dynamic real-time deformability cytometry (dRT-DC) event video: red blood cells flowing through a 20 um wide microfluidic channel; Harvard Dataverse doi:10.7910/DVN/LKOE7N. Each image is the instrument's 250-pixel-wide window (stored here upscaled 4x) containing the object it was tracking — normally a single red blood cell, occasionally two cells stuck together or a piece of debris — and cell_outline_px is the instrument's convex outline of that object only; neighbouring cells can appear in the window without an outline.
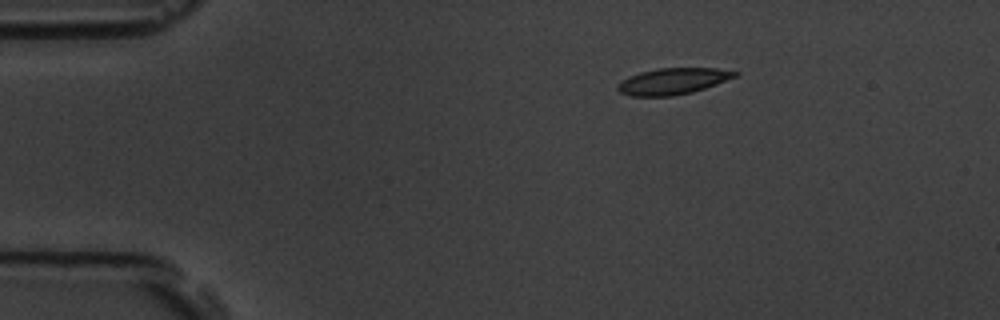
{"species": "common noctule bat (a hibernating species)", "species_latin": "Nyctalus noctula", "temperature_condition": "room temperature", "stored_images_in_passage": 3, "camera_frame_rate_fps": 3000, "um_per_image_px": 0.085, "animal": {"sex": "male", "body_mass_g": 19.5, "forearm_length_mm": 54.6}, "frame": {"image": 1, "passage_image": 1, "time_ms": 0.0, "image_size_px": [1000, 320], "cell_outline_px": [[740, 72], [736, 76], [716, 84], [692, 92], [672, 96], [632, 96], [620, 92], [616, 88], [616, 84], [628, 76], [640, 72], [656, 68], [716, 68]], "centroid_in_image_um": [57.15, 6.9], "position_along_channel_um": 27.8, "area_um2": 17.98}}